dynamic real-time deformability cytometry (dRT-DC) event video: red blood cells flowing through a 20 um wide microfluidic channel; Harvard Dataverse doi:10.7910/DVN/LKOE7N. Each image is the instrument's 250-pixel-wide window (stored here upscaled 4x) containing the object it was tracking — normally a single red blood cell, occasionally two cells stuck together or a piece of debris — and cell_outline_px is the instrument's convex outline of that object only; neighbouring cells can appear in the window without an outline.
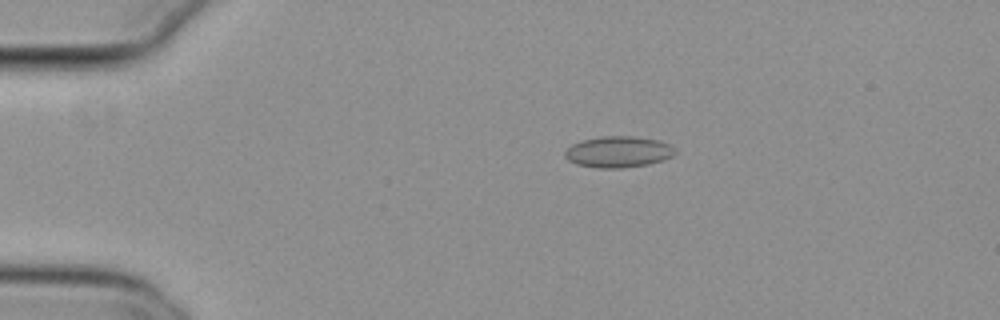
{"species": "common noctule bat (a hibernating species)", "species_latin": "Nyctalus noctula", "temperature_condition": "cold", "stored_images_in_passage": 22, "camera_frame_rate_fps": 3000, "um_per_image_px": 0.085, "animal": {"sex": "female", "body_mass_g": 29.2, "forearm_length_mm": 56.3}, "frame": {"image": 1, "passage_image": 1, "time_ms": 0.0, "image_size_px": [1000, 320], "cell_outline_px": [[676, 152], [672, 156], [648, 164], [620, 168], [596, 168], [576, 164], [568, 160], [564, 156], [564, 152], [572, 144], [584, 140], [600, 136], [632, 136], [660, 140], [676, 148]], "centroid_in_image_um": [52.54, 12.9], "position_along_channel_um": 32.5, "area_um2": 20.0}}
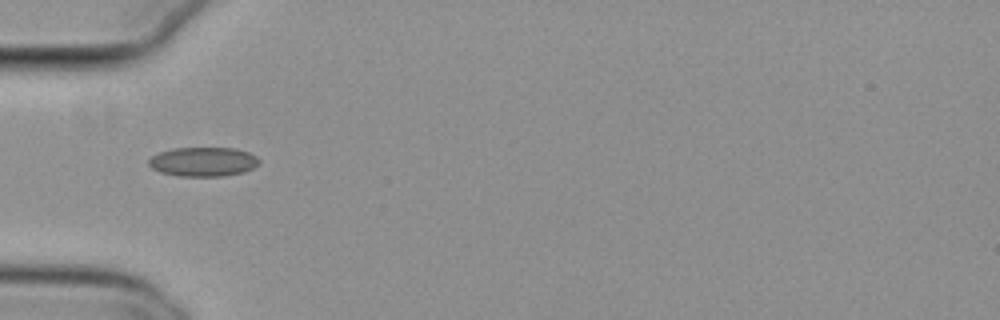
{"frame": {"image": 2, "passage_image": 8, "time_ms": 2.333, "image_size_px": [1000, 320], "cell_outline_px": [[260, 164], [244, 172], [224, 176], [176, 176], [160, 172], [152, 168], [148, 164], [148, 160], [152, 156], [160, 152], [172, 148], [236, 148], [248, 152], [256, 156], [260, 160]], "centroid_in_image_um": [17.28, 13.75], "position_along_channel_um": 67.7, "area_um2": 18.96}}